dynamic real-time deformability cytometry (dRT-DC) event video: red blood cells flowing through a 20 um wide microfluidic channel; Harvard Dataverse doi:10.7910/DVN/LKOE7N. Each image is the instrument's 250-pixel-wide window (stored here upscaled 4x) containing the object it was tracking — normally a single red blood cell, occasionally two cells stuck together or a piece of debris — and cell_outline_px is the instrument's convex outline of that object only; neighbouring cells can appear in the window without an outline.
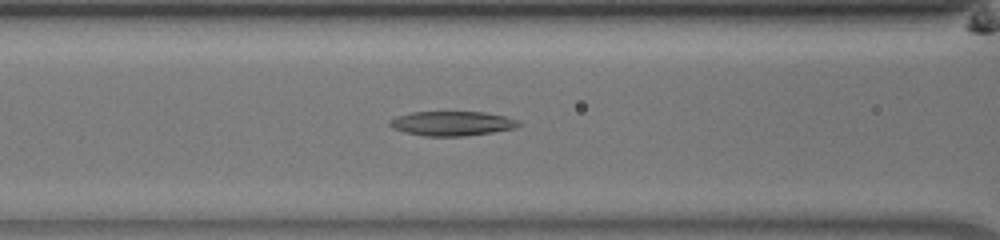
{"species": "common noctule bat (a hibernating species)", "species_latin": "Nyctalus noctula", "temperature_condition": "room temperature", "stored_images_in_passage": 41, "camera_frame_rate_fps": 3000, "um_per_image_px": 0.085, "animal": {"sex": "male", "body_mass_g": 13.0, "forearm_length_mm": 53.1}, "frame": {"image": 1, "passage_image": 13, "time_ms": 4.0, "image_size_px": [1000, 240], "cell_outline_px": [[524, 124], [516, 128], [492, 132], [464, 136], [424, 136], [404, 132], [392, 128], [388, 124], [388, 120], [396, 116], [412, 112], [484, 112], [504, 116], [520, 120]], "centroid_in_image_um": [38.43, 10.49], "position_along_channel_um": 128.2, "area_um2": 18.61}}
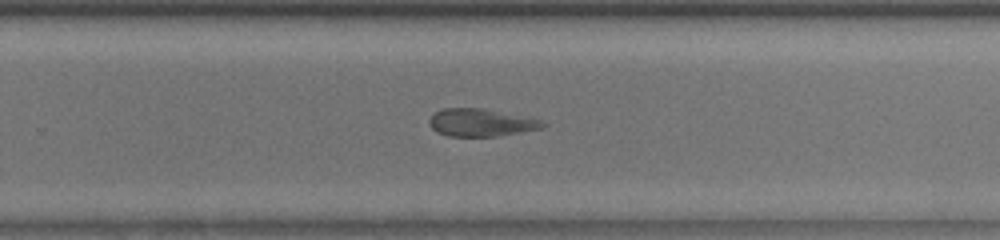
{"frame": {"image": 2, "passage_image": 25, "time_ms": 8.0, "image_size_px": [1000, 240], "cell_outline_px": [[548, 124], [540, 128], [500, 136], [448, 136], [436, 132], [428, 124], [428, 120], [436, 112], [444, 108], [484, 108], [540, 120]], "centroid_in_image_um": [40.84, 10.42], "position_along_channel_um": 289.0, "area_um2": 18.09}}
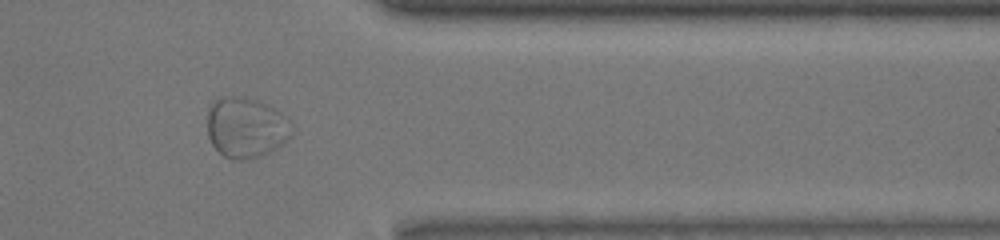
{"frame": {"image": 3, "passage_image": 33, "time_ms": 10.667, "image_size_px": [1000, 240], "cell_outline_px": [[292, 136], [276, 148], [260, 156], [240, 160], [224, 156], [212, 144], [208, 136], [208, 108], [212, 100], [220, 96], [244, 96], [268, 104], [280, 112], [288, 120], [292, 132]], "centroid_in_image_um": [20.88, 10.8], "position_along_channel_um": 390.5, "area_um2": 29.77}}